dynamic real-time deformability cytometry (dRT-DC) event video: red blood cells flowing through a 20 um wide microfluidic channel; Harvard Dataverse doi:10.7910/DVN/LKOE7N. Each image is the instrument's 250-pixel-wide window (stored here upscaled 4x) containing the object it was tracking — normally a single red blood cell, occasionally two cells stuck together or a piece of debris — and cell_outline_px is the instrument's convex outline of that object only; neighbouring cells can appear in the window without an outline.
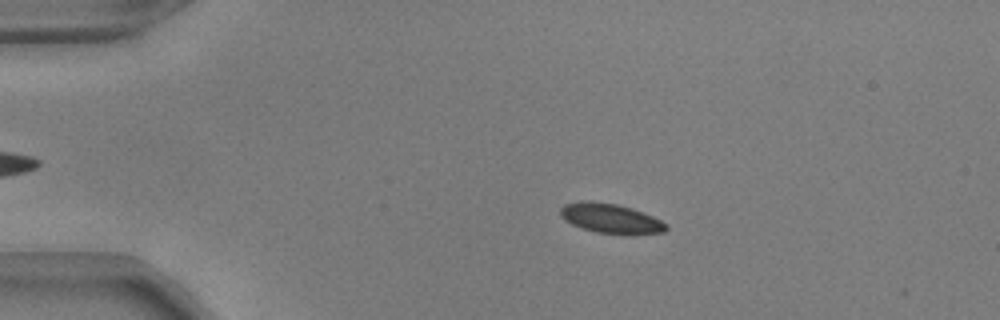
{"species": "common noctule bat (a hibernating species)", "species_latin": "Nyctalus noctula", "temperature_condition": "warm", "stored_images_in_passage": 43, "camera_frame_rate_fps": 3000, "um_per_image_px": 0.085, "animal": {"sex": "male", "body_mass_g": 17.9, "forearm_length_mm": 54.2}, "frame": {"image": 1, "passage_image": 1, "time_ms": 0.0, "image_size_px": [1000, 320], "cell_outline_px": [[668, 228], [664, 232], [596, 232], [580, 228], [564, 220], [560, 216], [560, 208], [564, 204], [588, 200], [592, 200], [616, 204], [632, 208], [652, 216], [668, 224]], "centroid_in_image_um": [51.83, 18.52], "position_along_channel_um": 33.2, "area_um2": 17.74}}
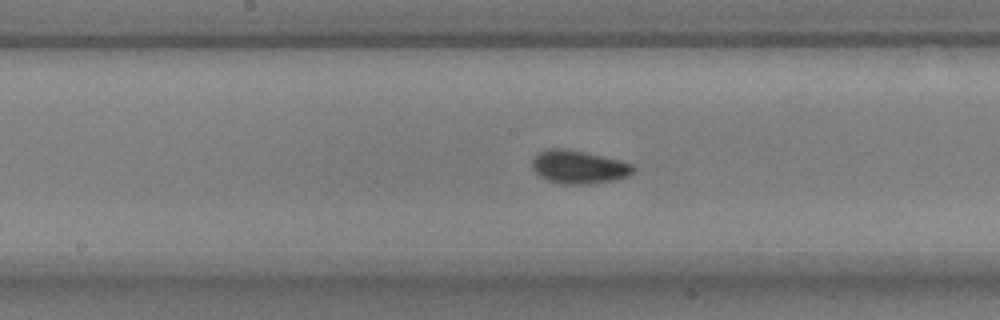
{"frame": {"image": 2, "passage_image": 18, "time_ms": 5.667, "image_size_px": [1000, 320], "cell_outline_px": [[636, 172], [628, 176], [616, 180], [588, 184], [560, 184], [548, 180], [540, 176], [532, 168], [532, 160], [536, 152], [548, 148], [568, 148], [620, 160], [632, 164], [636, 168]], "centroid_in_image_um": [49.2, 14.18], "position_along_channel_um": 199.0, "area_um2": 19.94}}
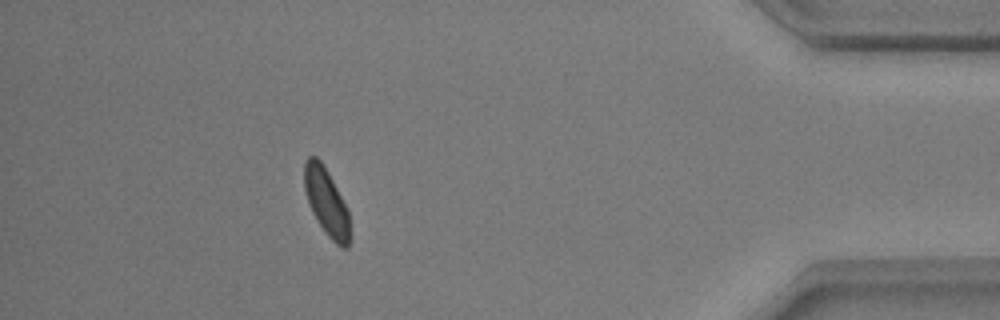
{"frame": {"image": 3, "passage_image": 38, "time_ms": 12.333, "image_size_px": [1000, 320], "cell_outline_px": [[348, 248], [340, 248], [324, 232], [312, 212], [304, 188], [304, 160], [308, 156], [316, 156], [320, 160], [328, 172], [348, 208]], "centroid_in_image_um": [27.72, 17.14], "position_along_channel_um": 407.5, "area_um2": 17.69}, "authors_computed_cell_mechanics": {"area_um2": 18.3226, "velocity_mm_per_s": 3.8207, "shape_relaxation_time_tau1_ms": 2.2057, "shape_relaxation_time_tau2_ms": 2.6074, "deformation_change_tau1": 0.0691, "deformation_change_tau2": 0.0418}}